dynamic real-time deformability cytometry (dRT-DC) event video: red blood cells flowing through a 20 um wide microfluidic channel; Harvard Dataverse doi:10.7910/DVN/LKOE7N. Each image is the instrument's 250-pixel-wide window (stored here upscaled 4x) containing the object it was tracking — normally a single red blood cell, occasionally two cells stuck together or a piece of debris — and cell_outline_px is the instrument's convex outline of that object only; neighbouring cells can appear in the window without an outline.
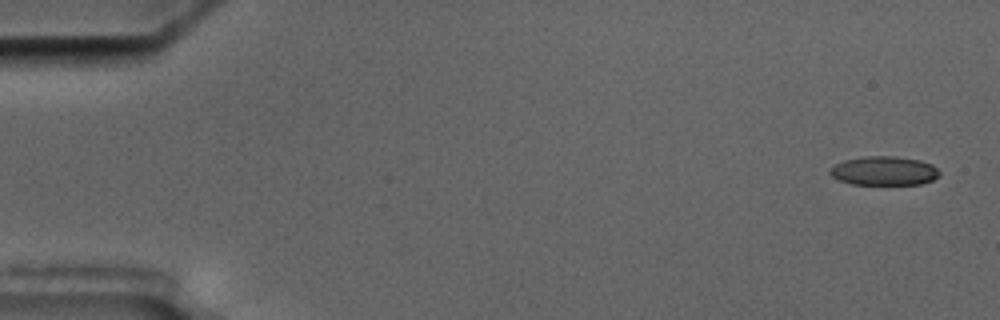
{"species": "common noctule bat (a hibernating species)", "species_latin": "Nyctalus noctula", "temperature_condition": "cold", "stored_images_in_passage": 3, "camera_frame_rate_fps": 3000, "um_per_image_px": 0.085, "animal": {"sex": "male", "body_mass_g": 17.5, "forearm_length_mm": 52.3}, "frame": {"image": 1, "passage_image": 1, "time_ms": 0.0, "image_size_px": [1000, 320], "cell_outline_px": [[940, 176], [932, 180], [920, 184], [852, 184], [840, 180], [832, 176], [828, 172], [836, 164], [844, 160], [864, 156], [892, 156], [920, 160], [932, 164], [940, 172]], "centroid_in_image_um": [75.17, 14.52], "position_along_channel_um": 9.8, "area_um2": 18.38}}
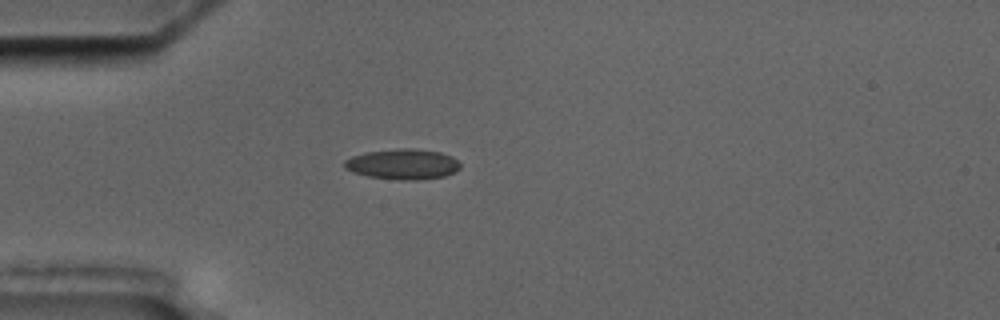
{"frame": {"image": 2, "passage_image": 3, "time_ms": 4.667, "image_size_px": [1000, 320], "cell_outline_px": [[460, 168], [456, 172], [444, 176], [416, 180], [404, 180], [368, 176], [352, 172], [344, 168], [344, 160], [352, 156], [364, 152], [400, 148], [412, 148], [440, 152], [452, 156], [460, 164]], "centroid_in_image_um": [34.23, 13.95], "position_along_channel_um": 50.8, "area_um2": 20.58}}